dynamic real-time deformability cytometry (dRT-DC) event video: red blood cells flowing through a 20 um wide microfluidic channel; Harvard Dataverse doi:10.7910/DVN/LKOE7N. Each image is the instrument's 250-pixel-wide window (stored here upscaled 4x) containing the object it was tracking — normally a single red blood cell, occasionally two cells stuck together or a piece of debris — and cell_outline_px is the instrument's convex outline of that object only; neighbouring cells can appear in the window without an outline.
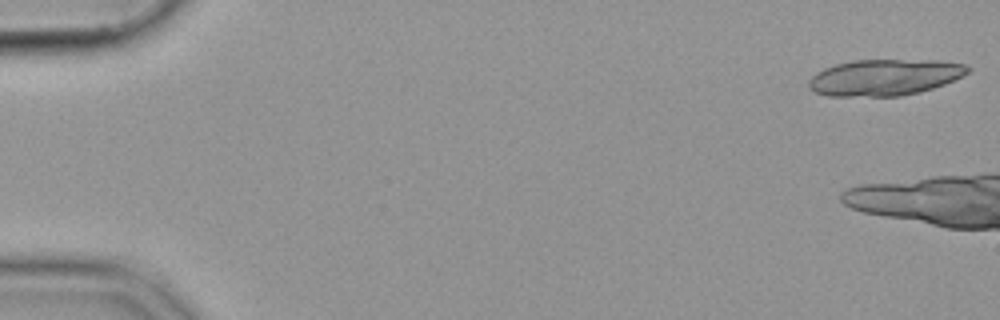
{"species": "common noctule bat (a hibernating species)", "species_latin": "Nyctalus noctula", "temperature_condition": "cold", "stored_images_in_passage": 8, "camera_frame_rate_fps": 3000, "um_per_image_px": 0.085, "animal": {"sex": "female", "body_mass_g": 19.9}, "frame": {"image": 1, "passage_image": 1, "time_ms": 0.0, "image_size_px": [1000, 320], "cell_outline_px": [[972, 68], [964, 76], [944, 84], [920, 92], [900, 96], [828, 96], [812, 92], [808, 88], [808, 80], [816, 72], [824, 68], [836, 64], [852, 60], [936, 60], [968, 64]], "centroid_in_image_um": [75.19, 6.57], "position_along_channel_um": 9.8, "area_um2": 33.99}}